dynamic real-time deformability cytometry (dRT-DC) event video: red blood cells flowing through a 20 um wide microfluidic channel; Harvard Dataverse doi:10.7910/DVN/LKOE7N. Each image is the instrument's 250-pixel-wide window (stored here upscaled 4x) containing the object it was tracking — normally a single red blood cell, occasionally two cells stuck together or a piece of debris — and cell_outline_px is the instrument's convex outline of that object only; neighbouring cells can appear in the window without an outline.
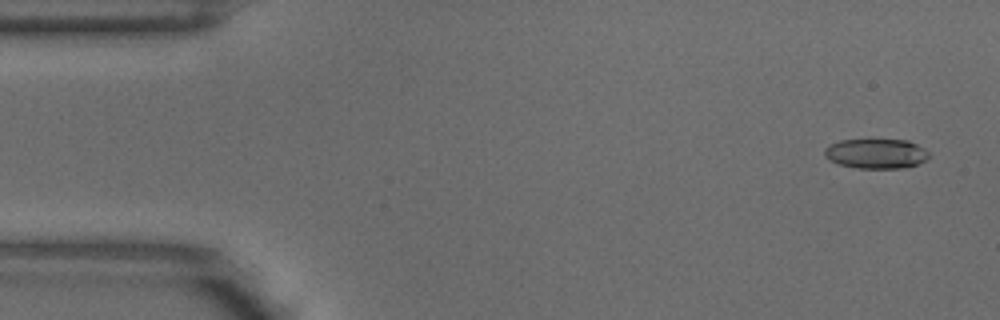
{"species": "common noctule bat (a hibernating species)", "species_latin": "Nyctalus noctula", "temperature_condition": "warm", "stored_images_in_passage": 4, "camera_frame_rate_fps": 3000, "um_per_image_px": 0.085, "animal": {"sex": "male", "body_mass_g": 18.8}, "frame": {"image": 1, "passage_image": 1, "time_ms": 0.0, "image_size_px": [1000, 320], "cell_outline_px": [[928, 156], [924, 160], [916, 164], [904, 168], [856, 168], [840, 164], [824, 156], [824, 148], [840, 140], [908, 140], [924, 148], [928, 152]], "centroid_in_image_um": [74.46, 13.05], "position_along_channel_um": 10.5, "area_um2": 17.86}}
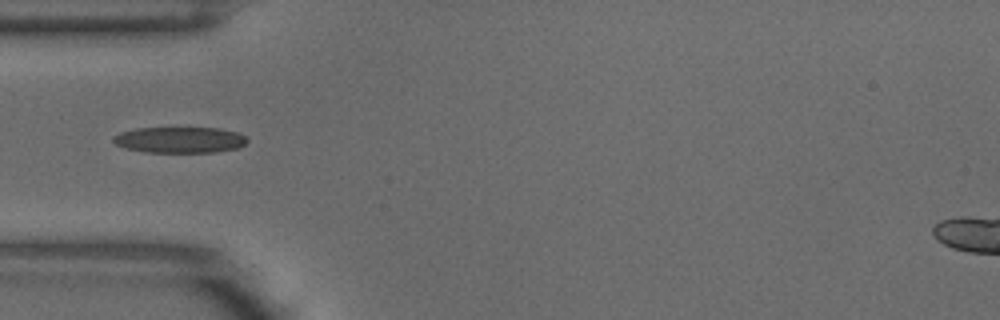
{"frame": {"image": 2, "passage_image": 4, "time_ms": 1.0, "image_size_px": [1000, 320], "cell_outline_px": [[248, 140], [240, 148], [216, 152], [144, 152], [124, 148], [116, 144], [112, 140], [112, 136], [120, 132], [136, 128], [220, 128], [240, 132]], "centroid_in_image_um": [15.28, 11.89], "position_along_channel_um": 69.7, "area_um2": 20.52}}